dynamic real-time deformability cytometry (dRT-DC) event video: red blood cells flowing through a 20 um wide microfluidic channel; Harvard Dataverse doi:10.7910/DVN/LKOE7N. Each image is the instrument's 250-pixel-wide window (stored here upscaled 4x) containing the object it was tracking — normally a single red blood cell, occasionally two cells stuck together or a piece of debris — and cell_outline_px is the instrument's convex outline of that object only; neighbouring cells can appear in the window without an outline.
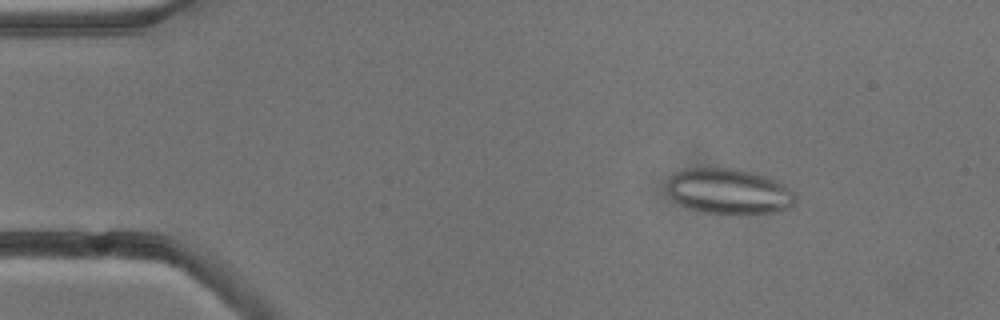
{"species": "common noctule bat (a hibernating species)", "species_latin": "Nyctalus noctula", "temperature_condition": "cold", "stored_images_in_passage": 5, "camera_frame_rate_fps": 3000, "um_per_image_px": 0.085, "animal": {"sex": "male", "body_mass_g": 13.3}, "frame": {"image": 1, "passage_image": 3, "time_ms": 2.333, "image_size_px": [1000, 320], "cell_outline_px": [[796, 204], [792, 208], [776, 212], [748, 216], [704, 212], [688, 208], [672, 200], [664, 188], [668, 180], [676, 172], [684, 168], [736, 168], [756, 172], [768, 176], [792, 188], [796, 192]], "centroid_in_image_um": [62.01, 16.29], "position_along_channel_um": 23.0, "area_um2": 35.49}}